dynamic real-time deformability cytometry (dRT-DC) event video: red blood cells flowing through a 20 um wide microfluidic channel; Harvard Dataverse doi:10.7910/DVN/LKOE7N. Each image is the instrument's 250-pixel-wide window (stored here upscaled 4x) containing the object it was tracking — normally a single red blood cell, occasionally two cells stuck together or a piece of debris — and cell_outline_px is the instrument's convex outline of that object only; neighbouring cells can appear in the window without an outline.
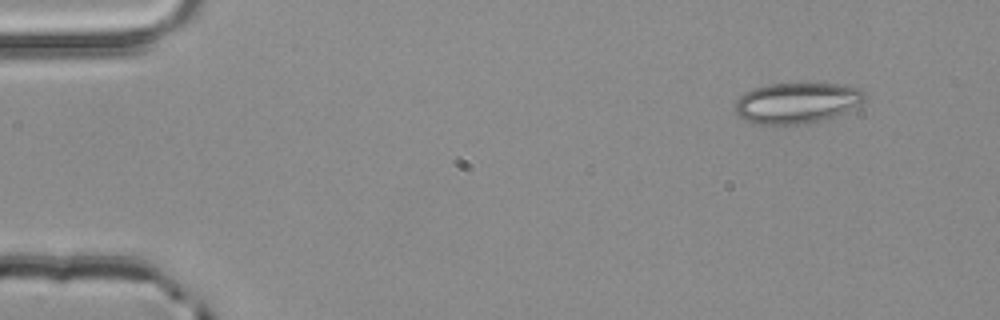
{"species": "common noctule bat (a hibernating species)", "species_latin": "Nyctalus noctula", "temperature_condition": "room temperature", "stored_images_in_passage": 3, "camera_frame_rate_fps": 3000, "um_per_image_px": 0.085, "animal": {"sex": "male", "body_mass_g": 20.4}, "frame": {"image": 1, "passage_image": 1, "time_ms": 0.0, "image_size_px": [1000, 320], "cell_outline_px": [[868, 96], [860, 104], [824, 120], [808, 124], [772, 128], [752, 124], [744, 120], [732, 108], [736, 100], [744, 92], [752, 88], [768, 84], [836, 84], [860, 88]], "centroid_in_image_um": [67.64, 8.8], "position_along_channel_um": 17.4, "area_um2": 31.73}}